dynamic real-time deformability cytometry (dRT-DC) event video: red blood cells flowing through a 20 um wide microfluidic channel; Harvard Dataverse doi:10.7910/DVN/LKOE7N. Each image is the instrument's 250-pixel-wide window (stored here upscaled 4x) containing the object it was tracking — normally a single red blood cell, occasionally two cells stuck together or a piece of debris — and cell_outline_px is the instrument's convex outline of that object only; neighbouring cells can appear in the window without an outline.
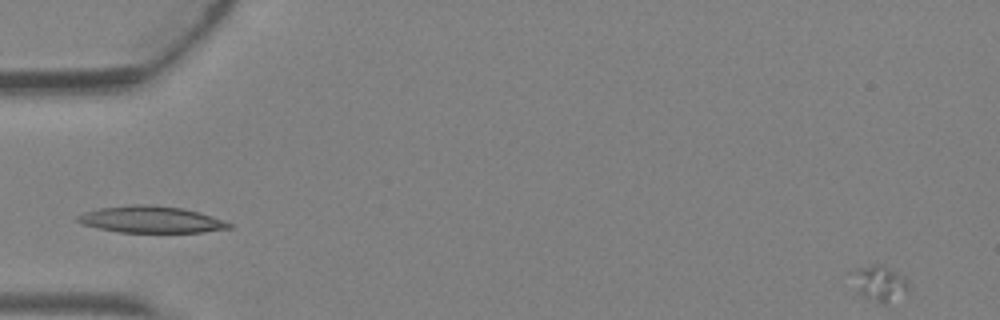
{"species": "Egyptian fruit bat (a non-hibernating species)", "species_latin": "Rousettus aegyptiacus", "temperature_condition": "warm", "stored_images_in_passage": 2, "camera_frame_rate_fps": 3000, "um_per_image_px": 0.085, "animal": {"sex": "female"}, "frame": {"image": 1, "passage_image": 2, "time_ms": 0.333, "image_size_px": [1000, 320], "cell_outline_px": [[908, 292], [888, 304], [884, 304], [860, 292], [852, 272], [860, 268], [872, 264], [880, 264], [904, 276], [908, 280]], "centroid_in_image_um": [74.87, 24.06], "position_along_channel_um": 10.1, "area_um2": 11.04}}